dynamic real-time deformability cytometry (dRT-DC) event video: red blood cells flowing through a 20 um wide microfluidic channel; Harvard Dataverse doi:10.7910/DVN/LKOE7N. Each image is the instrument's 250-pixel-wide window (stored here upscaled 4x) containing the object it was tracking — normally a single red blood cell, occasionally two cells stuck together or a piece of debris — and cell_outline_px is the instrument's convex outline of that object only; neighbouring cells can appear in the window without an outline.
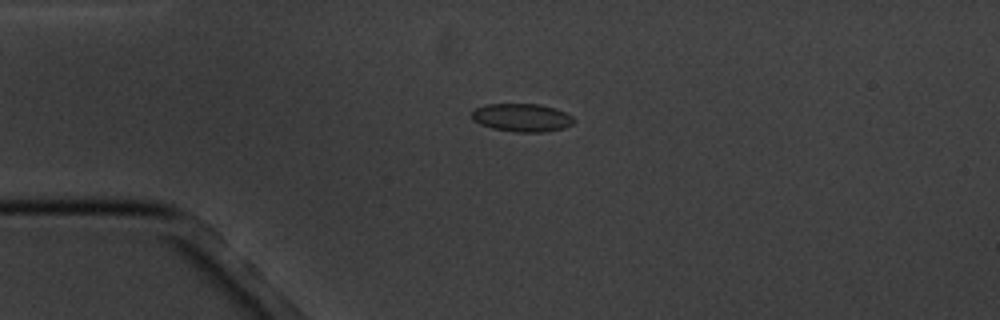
{"species": "common noctule bat (a hibernating species)", "species_latin": "Nyctalus noctula", "temperature_condition": "cold", "stored_images_in_passage": 3, "camera_frame_rate_fps": 3000, "um_per_image_px": 0.085, "animal": {"sex": "male", "body_mass_g": 20.1, "forearm_length_mm": 53.5}, "frame": {"image": 1, "passage_image": 2, "time_ms": 2.0, "image_size_px": [1000, 320], "cell_outline_px": [[576, 120], [572, 124], [564, 128], [544, 132], [512, 132], [492, 128], [480, 124], [472, 120], [472, 112], [476, 108], [484, 104], [540, 104], [556, 108], [572, 116]], "centroid_in_image_um": [44.36, 10.0], "position_along_channel_um": 40.6, "area_um2": 16.88}}